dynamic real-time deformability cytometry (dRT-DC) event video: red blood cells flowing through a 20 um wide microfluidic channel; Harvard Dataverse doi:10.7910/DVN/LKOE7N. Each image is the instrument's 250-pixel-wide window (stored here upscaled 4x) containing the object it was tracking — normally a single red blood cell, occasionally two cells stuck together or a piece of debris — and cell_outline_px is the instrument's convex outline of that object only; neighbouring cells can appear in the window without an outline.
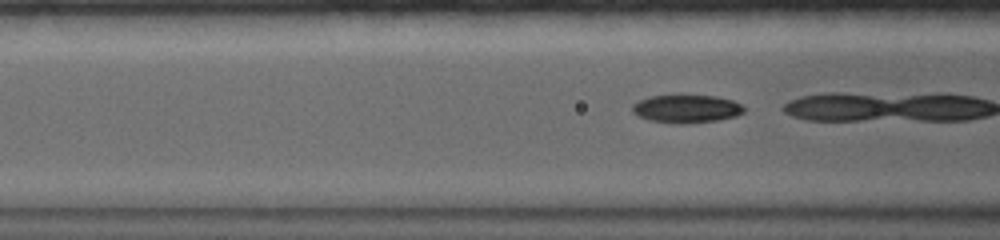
{"species": "common noctule bat (a hibernating species)", "species_latin": "Nyctalus noctula", "temperature_condition": "warm", "stored_images_in_passage": 27, "camera_frame_rate_fps": 5000, "um_per_image_px": 0.085, "animal": {"sex": "female", "body_mass_g": 19.0, "forearm_length_mm": 56.7}, "frame": {"image": 1, "passage_image": 5, "time_ms": 1.2, "image_size_px": [1000, 240], "cell_outline_px": [[744, 112], [736, 116], [716, 120], [684, 124], [676, 124], [648, 120], [636, 116], [632, 112], [632, 104], [640, 100], [652, 96], [676, 92], [716, 96], [732, 100], [740, 104], [744, 108]], "centroid_in_image_um": [58.29, 9.2], "position_along_channel_um": 108.3, "area_um2": 19.07}}